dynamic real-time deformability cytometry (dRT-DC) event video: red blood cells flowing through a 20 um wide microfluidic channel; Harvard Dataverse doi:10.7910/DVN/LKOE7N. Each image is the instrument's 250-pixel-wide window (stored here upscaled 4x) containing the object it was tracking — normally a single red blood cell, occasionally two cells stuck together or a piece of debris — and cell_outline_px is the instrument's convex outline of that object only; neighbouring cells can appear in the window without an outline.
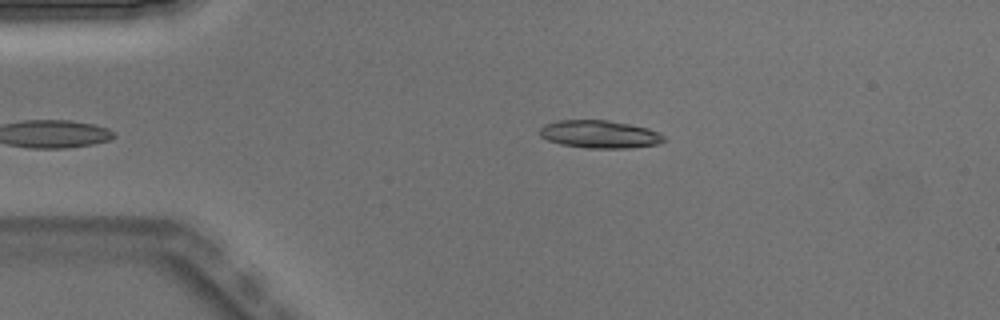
{"species": "Egyptian fruit bat (a non-hibernating species)", "species_latin": "Rousettus aegyptiacus", "temperature_condition": "warm", "stored_images_in_passage": 4, "camera_frame_rate_fps": 3000, "um_per_image_px": 0.085, "animal": {"sex": "male"}, "frame": {"image": 1, "passage_image": 4, "time_ms": 1.0, "image_size_px": [1000, 320], "cell_outline_px": [[664, 140], [660, 144], [628, 148], [584, 148], [560, 144], [548, 140], [540, 136], [540, 128], [544, 124], [560, 120], [608, 120], [648, 128], [664, 136]], "centroid_in_image_um": [50.95, 11.41], "position_along_channel_um": 34.1, "area_um2": 20.06}}